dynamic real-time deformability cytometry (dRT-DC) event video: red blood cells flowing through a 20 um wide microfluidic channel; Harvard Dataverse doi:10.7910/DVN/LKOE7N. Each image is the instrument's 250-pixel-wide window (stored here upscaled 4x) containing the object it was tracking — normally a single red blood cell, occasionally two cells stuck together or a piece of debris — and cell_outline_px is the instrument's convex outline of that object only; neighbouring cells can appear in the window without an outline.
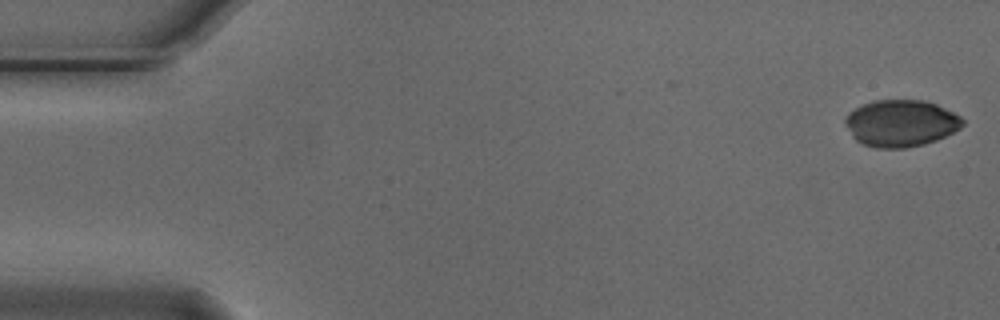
{"species": "Egyptian fruit bat (a non-hibernating species)", "species_latin": "Rousettus aegyptiacus", "temperature_condition": "cold", "stored_images_in_passage": 9, "camera_frame_rate_fps": 3000, "um_per_image_px": 0.085, "animal": {"sex": "male"}, "frame": {"image": 1, "passage_image": 1, "time_ms": 0.0, "image_size_px": [1000, 320], "cell_outline_px": [[964, 124], [960, 128], [936, 140], [924, 144], [904, 148], [876, 148], [864, 144], [856, 140], [852, 136], [844, 124], [844, 120], [848, 112], [864, 104], [876, 100], [924, 100], [936, 104], [960, 116], [964, 120]], "centroid_in_image_um": [76.55, 10.47], "position_along_channel_um": 8.4, "area_um2": 31.91}}